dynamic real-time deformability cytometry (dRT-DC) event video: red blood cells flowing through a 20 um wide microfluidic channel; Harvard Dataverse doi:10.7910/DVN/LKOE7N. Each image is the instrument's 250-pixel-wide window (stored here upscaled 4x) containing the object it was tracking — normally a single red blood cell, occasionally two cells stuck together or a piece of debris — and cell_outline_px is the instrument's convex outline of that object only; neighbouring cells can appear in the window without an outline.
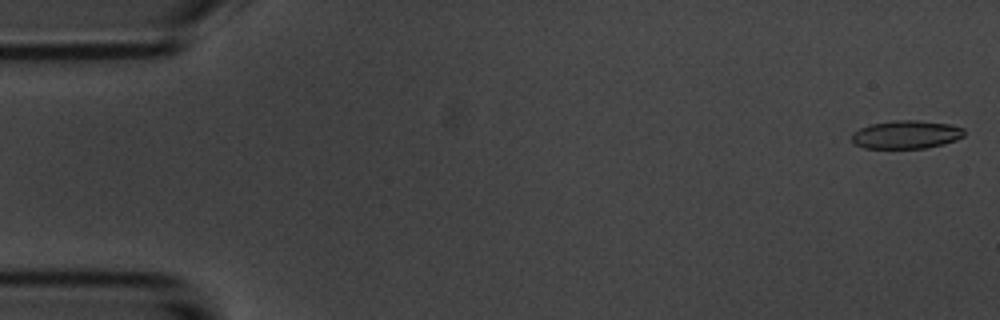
{"species": "common noctule bat (a hibernating species)", "species_latin": "Nyctalus noctula", "temperature_condition": "room temperature", "stored_images_in_passage": 5, "camera_frame_rate_fps": 3000, "um_per_image_px": 0.085, "animal": {"sex": "male", "body_mass_g": 20.1, "forearm_length_mm": 53.5}, "frame": {"image": 1, "passage_image": 1, "time_ms": 0.0, "image_size_px": [1000, 320], "cell_outline_px": [[964, 136], [956, 140], [944, 144], [924, 148], [864, 148], [856, 144], [852, 140], [852, 132], [860, 128], [872, 124], [896, 120], [916, 120], [948, 124], [964, 128]], "centroid_in_image_um": [77.04, 11.44], "position_along_channel_um": 8.0, "area_um2": 18.38}}
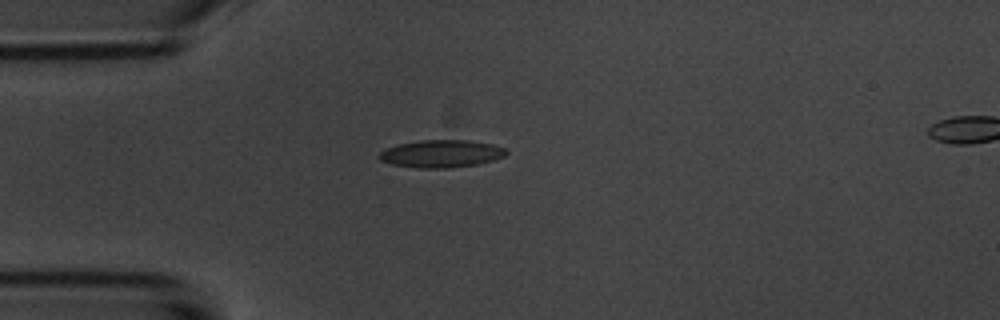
{"frame": {"image": 2, "passage_image": 4, "time_ms": 4.333, "image_size_px": [1000, 320], "cell_outline_px": [[508, 152], [504, 156], [492, 160], [476, 164], [448, 168], [416, 168], [392, 164], [380, 160], [380, 152], [388, 148], [400, 144], [420, 140], [468, 140], [492, 144], [504, 148]], "centroid_in_image_um": [37.52, 13.06], "position_along_channel_um": 47.5, "area_um2": 20.11}}